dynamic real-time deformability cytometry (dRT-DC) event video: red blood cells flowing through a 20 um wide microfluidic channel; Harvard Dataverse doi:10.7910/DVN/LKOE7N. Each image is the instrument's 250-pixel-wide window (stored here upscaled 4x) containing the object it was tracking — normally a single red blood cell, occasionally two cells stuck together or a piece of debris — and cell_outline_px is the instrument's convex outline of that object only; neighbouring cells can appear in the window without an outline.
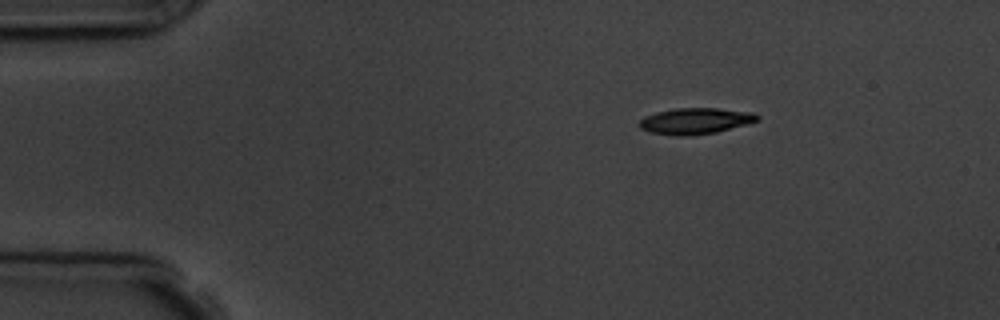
{"species": "common noctule bat (a hibernating species)", "species_latin": "Nyctalus noctula", "temperature_condition": "room temperature", "stored_images_in_passage": 4, "camera_frame_rate_fps": 3000, "um_per_image_px": 0.085, "animal": {"sex": "male", "body_mass_g": 19.5, "forearm_length_mm": 54.6}, "frame": {"image": 1, "passage_image": 4, "time_ms": 3.333, "image_size_px": [1000, 320], "cell_outline_px": [[760, 120], [748, 124], [716, 132], [688, 136], [676, 136], [652, 132], [640, 128], [640, 120], [644, 116], [656, 112], [676, 108], [716, 108], [752, 112], [760, 116]], "centroid_in_image_um": [59.14, 10.28], "position_along_channel_um": 25.9, "area_um2": 17.98}}